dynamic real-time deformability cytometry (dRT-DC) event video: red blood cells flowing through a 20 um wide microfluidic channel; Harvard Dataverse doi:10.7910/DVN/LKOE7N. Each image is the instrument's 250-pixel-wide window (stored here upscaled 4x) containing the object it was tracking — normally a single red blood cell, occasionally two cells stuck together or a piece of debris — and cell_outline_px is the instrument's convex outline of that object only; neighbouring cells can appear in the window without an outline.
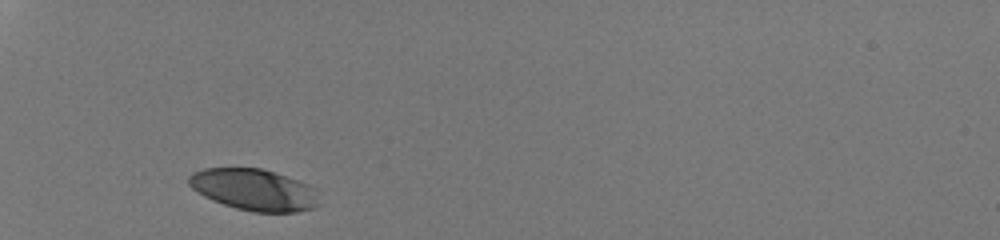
{"species": "human", "species_latin": "Homo sapiens", "temperature_condition": "room temperature", "stored_images_in_passage": 27, "camera_frame_rate_fps": 3000, "um_per_image_px": 0.085, "donor": {"sex": "male"}, "frame": {"image": 1, "passage_image": 1, "time_ms": 0.0, "image_size_px": [1000, 240], "cell_outline_px": [[320, 204], [316, 208], [296, 212], [252, 212], [236, 208], [212, 200], [204, 196], [192, 188], [188, 184], [188, 176], [192, 172], [204, 168], [260, 168], [308, 184], [312, 188]], "centroid_in_image_um": [21.56, 16.13], "position_along_channel_um": 63.4, "area_um2": 31.33}}
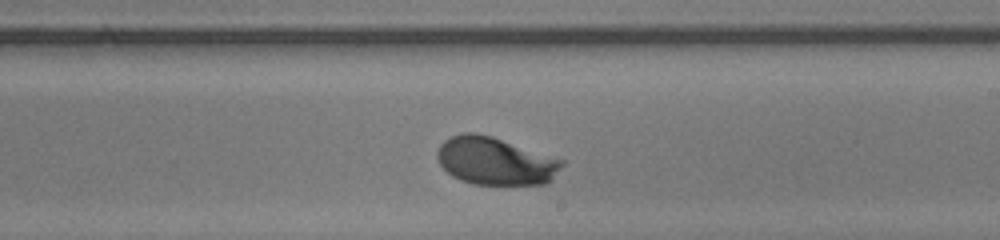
{"frame": {"image": 2, "passage_image": 16, "time_ms": 5.0, "image_size_px": [1000, 240], "cell_outline_px": [[564, 164], [552, 180], [548, 184], [476, 184], [460, 180], [452, 176], [440, 164], [436, 156], [436, 152], [440, 144], [444, 140], [460, 132], [476, 132], [492, 136], [564, 160]], "centroid_in_image_um": [42.09, 13.68], "position_along_channel_um": 246.9, "area_um2": 34.74}}
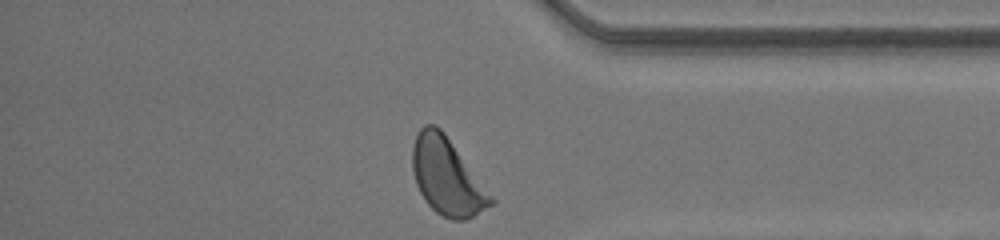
{"frame": {"image": 3, "passage_image": 27, "time_ms": 8.667, "image_size_px": [1000, 240], "cell_outline_px": [[496, 200], [492, 204], [472, 216], [464, 220], [452, 220], [436, 212], [424, 200], [416, 184], [412, 168], [412, 148], [416, 136], [420, 128], [424, 124], [436, 124], [444, 132]], "centroid_in_image_um": [37.97, 14.99], "position_along_channel_um": 397.2, "area_um2": 34.8}, "authors_computed_cell_mechanics": {"area_um2": 33.8708, "velocity_mm_per_s": 4.1957, "shape_relaxation_time_tau1_ms": 1.4746, "shape_relaxation_time_tau2_ms": null, "deformation_change_tau1": 0.1315, "deformation_change_tau2": null}}